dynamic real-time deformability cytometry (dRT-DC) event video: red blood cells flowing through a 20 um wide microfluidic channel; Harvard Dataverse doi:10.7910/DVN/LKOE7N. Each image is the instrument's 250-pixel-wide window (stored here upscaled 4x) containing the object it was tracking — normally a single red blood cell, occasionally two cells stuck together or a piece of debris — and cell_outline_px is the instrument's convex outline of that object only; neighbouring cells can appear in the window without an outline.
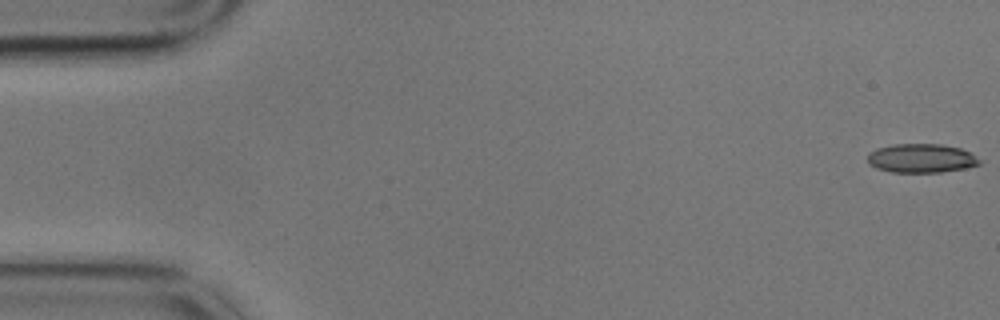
{"species": "common noctule bat (a hibernating species)", "species_latin": "Nyctalus noctula", "temperature_condition": "cold", "stored_images_in_passage": 5, "camera_frame_rate_fps": 3000, "um_per_image_px": 0.085, "animal": {"sex": "male", "body_mass_g": 17.9}, "frame": {"image": 1, "passage_image": 1, "time_ms": 0.0, "image_size_px": [1000, 320], "cell_outline_px": [[984, 160], [980, 164], [964, 168], [940, 172], [892, 172], [876, 168], [868, 164], [868, 152], [876, 148], [892, 144], [940, 144], [960, 148]], "centroid_in_image_um": [78.3, 13.45], "position_along_channel_um": 6.7, "area_um2": 18.96}}
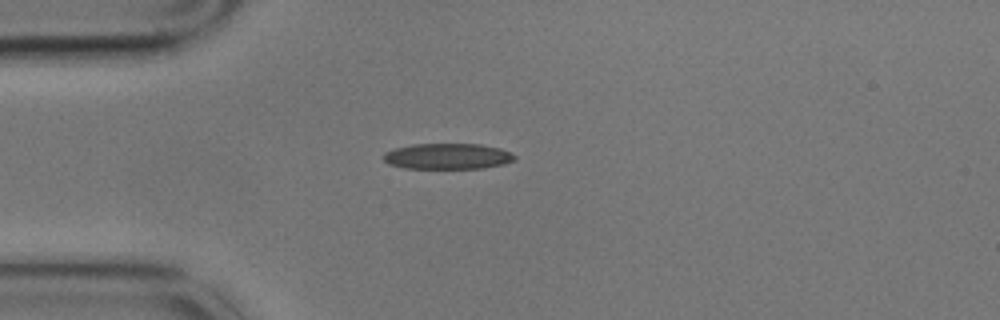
{"frame": {"image": 2, "passage_image": 5, "time_ms": 1.333, "image_size_px": [1000, 320], "cell_outline_px": [[516, 160], [504, 164], [484, 168], [404, 168], [388, 164], [384, 160], [384, 152], [396, 148], [412, 144], [480, 144], [500, 148], [516, 156]], "centroid_in_image_um": [38.05, 13.28], "position_along_channel_um": 46.9, "area_um2": 19.71}}